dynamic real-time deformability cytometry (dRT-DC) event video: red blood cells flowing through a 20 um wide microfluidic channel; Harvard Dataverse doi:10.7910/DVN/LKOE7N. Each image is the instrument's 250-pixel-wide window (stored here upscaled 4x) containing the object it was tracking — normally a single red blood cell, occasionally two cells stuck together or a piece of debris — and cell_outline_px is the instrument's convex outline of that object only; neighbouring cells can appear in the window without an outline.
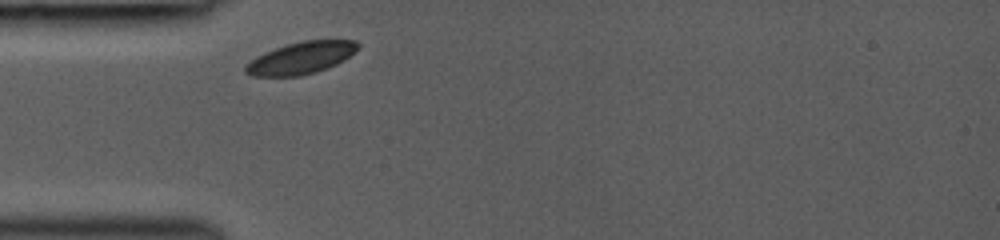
{"species": "common noctule bat (a hibernating species)", "species_latin": "Nyctalus noctula", "temperature_condition": "room temperature", "stored_images_in_passage": 1, "camera_frame_rate_fps": 3000, "um_per_image_px": 0.085, "animal": {"sex": "female", "body_mass_g": 19.0, "forearm_length_mm": 53.3}, "frame": {"image": 1, "passage_image": 1, "time_ms": 0.0, "image_size_px": [1000, 240], "cell_outline_px": [[360, 48], [344, 60], [336, 64], [316, 72], [300, 76], [252, 76], [244, 72], [244, 68], [256, 56], [276, 48], [288, 44], [304, 40], [356, 40], [360, 44]], "centroid_in_image_um": [25.62, 4.92], "position_along_channel_um": 59.4, "area_um2": 20.87}}